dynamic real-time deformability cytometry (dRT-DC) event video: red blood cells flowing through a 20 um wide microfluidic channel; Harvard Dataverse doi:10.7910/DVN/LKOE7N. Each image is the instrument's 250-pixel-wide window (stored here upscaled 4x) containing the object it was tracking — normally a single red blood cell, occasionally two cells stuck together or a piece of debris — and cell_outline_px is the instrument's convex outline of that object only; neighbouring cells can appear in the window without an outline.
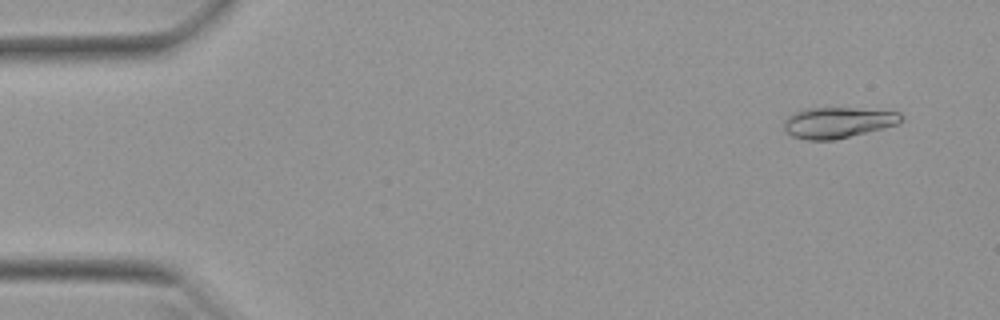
{"species": "Egyptian fruit bat (a non-hibernating species)", "species_latin": "Rousettus aegyptiacus", "temperature_condition": "warm", "stored_images_in_passage": 52, "camera_frame_rate_fps": 3000, "um_per_image_px": 0.085, "animal": {"sex": "female"}, "frame": {"image": 1, "passage_image": 4, "time_ms": 1.0, "image_size_px": [1000, 320], "cell_outline_px": [[904, 116], [896, 124], [836, 140], [804, 140], [792, 136], [784, 132], [784, 120], [788, 116], [804, 108], [852, 108], [900, 112]], "centroid_in_image_um": [71.15, 10.42], "position_along_channel_um": 13.9, "area_um2": 20.98}}
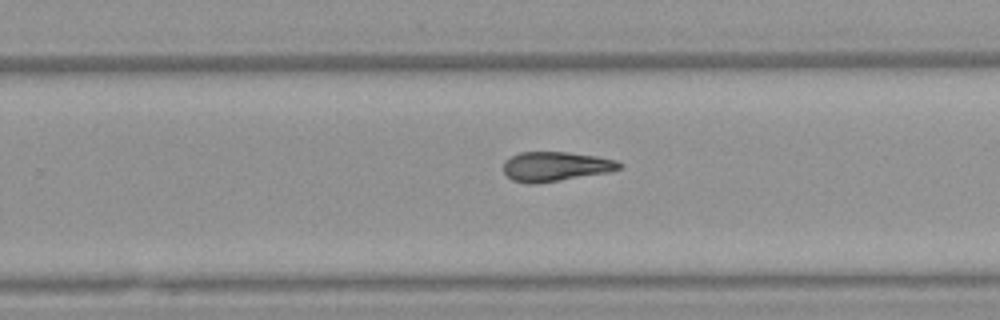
{"frame": {"image": 2, "passage_image": 33, "time_ms": 10.667, "image_size_px": [1000, 320], "cell_outline_px": [[624, 164], [620, 168], [612, 172], [536, 184], [528, 184], [512, 180], [504, 172], [504, 160], [520, 152], [568, 152], [596, 156], [616, 160]], "centroid_in_image_um": [47.25, 14.15], "position_along_channel_um": 282.6, "area_um2": 20.11}}
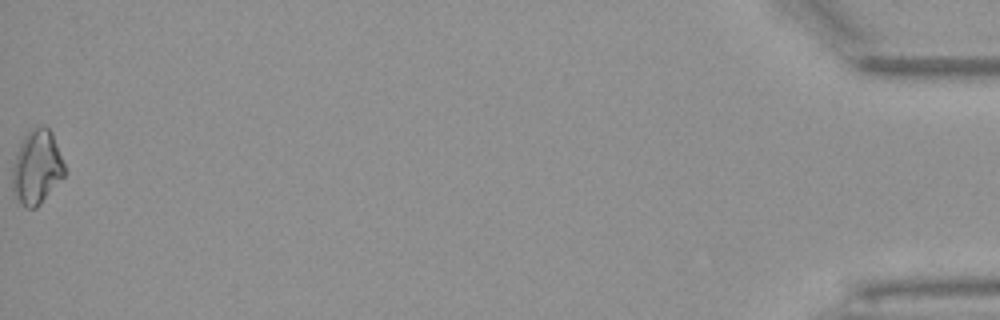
{"frame": {"image": 3, "passage_image": 52, "time_ms": 17.0, "image_size_px": [1000, 320], "cell_outline_px": [[68, 172], [40, 204], [36, 208], [24, 208], [20, 204], [12, 188], [12, 168], [20, 144], [24, 136], [32, 128], [40, 124], [44, 124], [52, 132]], "centroid_in_image_um": [3.15, 14.21], "position_along_channel_um": 432.0, "area_um2": 22.77}, "authors_computed_cell_mechanics": {"area_um2": 20.3167, "velocity_mm_per_s": 3.978, "shape_relaxation_time_tau1_ms": null, "shape_relaxation_time_tau2_ms": 2.3489, "deformation_change_tau1": null, "deformation_change_tau2": 0.0893}}